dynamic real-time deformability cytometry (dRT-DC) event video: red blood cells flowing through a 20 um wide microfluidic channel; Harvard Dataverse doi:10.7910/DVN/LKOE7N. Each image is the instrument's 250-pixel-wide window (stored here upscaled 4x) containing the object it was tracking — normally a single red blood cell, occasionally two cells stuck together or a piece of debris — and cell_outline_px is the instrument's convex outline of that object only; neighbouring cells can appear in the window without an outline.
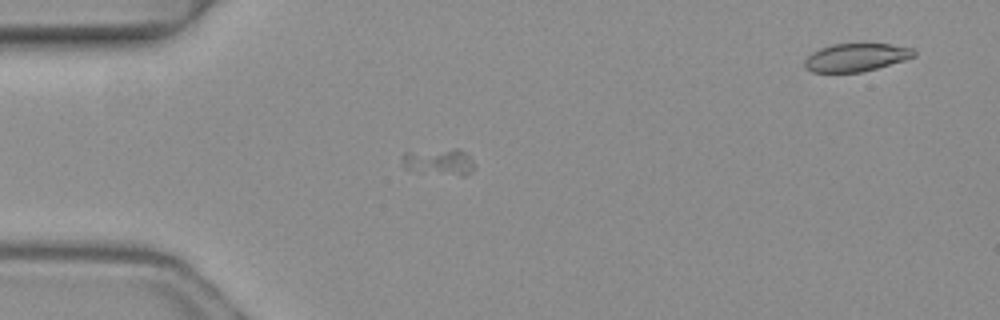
{"species": "common noctule bat (a hibernating species)", "species_latin": "Nyctalus noctula", "temperature_condition": "warm", "stored_images_in_passage": 4, "segment_of_instrument_passage": [1, 2], "camera_frame_rate_fps": 3000, "um_per_image_px": 0.085, "animal": {"sex": "female", "body_mass_g": 19.3, "forearm_length_mm": 54.1}, "frame": {"image": 1, "passage_image": 3, "time_ms": 0.667, "image_size_px": [1000, 320], "cell_outline_px": [[476, 164], [464, 176], [404, 168], [400, 156], [404, 152], [456, 148], [460, 148]], "centroid_in_image_um": [37.31, 13.71], "position_along_channel_um": 47.7, "area_um2": 10.87}}